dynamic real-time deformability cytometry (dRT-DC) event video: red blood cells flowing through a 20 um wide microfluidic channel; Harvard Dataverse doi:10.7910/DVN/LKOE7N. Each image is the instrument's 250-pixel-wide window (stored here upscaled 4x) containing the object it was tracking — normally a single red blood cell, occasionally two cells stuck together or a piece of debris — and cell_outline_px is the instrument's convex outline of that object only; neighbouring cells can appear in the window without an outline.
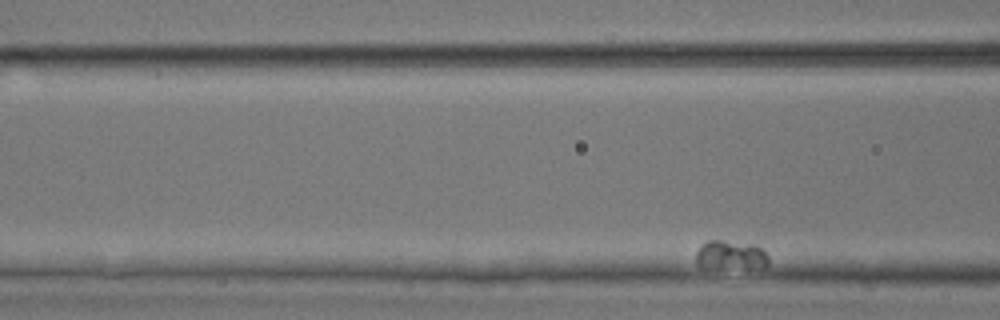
{"species": "common noctule bat (a hibernating species)", "species_latin": "Nyctalus noctula", "temperature_condition": "room temperature", "stored_images_in_passage": 8, "segment_of_instrument_passage": [2, 2], "camera_frame_rate_fps": 3000, "um_per_image_px": 0.085, "animal": {"sex": "male", "body_mass_g": 17.9, "forearm_length_mm": 54.2}, "frame": {"image": 1, "passage_image": 8, "time_ms": 2.333, "image_size_px": [1000, 320], "cell_outline_px": [[768, 264], [760, 268], [696, 264], [696, 252], [700, 244], [708, 240], [720, 240], [756, 244], [768, 256]], "centroid_in_image_um": [62.13, 21.62], "position_along_channel_um": 104.5, "area_um2": 11.79}}